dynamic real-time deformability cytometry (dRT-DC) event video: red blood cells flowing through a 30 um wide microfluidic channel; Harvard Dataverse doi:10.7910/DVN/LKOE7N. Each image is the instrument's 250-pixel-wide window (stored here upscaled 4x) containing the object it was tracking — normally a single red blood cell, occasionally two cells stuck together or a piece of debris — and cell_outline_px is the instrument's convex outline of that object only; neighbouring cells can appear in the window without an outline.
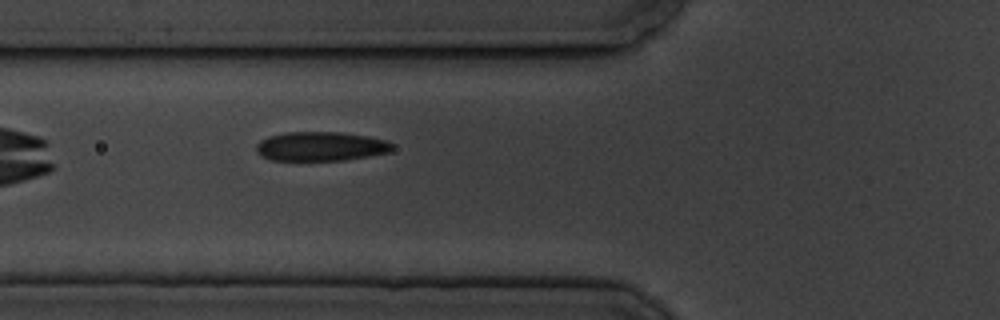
{"species": "common noctule bat (a hibernating species)", "species_latin": "Nyctalus noctula", "temperature_condition": "cold", "stored_images_in_passage": 7, "camera_frame_rate_fps": 3000, "um_per_image_px": 0.085, "animal": {"sex": "male", "body_mass_g": 19.5, "forearm_length_mm": 54.6}, "frame": {"image": 1, "passage_image": 7, "time_ms": 7.667, "image_size_px": [1000, 320], "cell_outline_px": [[392, 148], [388, 152], [368, 156], [344, 160], [268, 160], [260, 156], [256, 152], [256, 144], [260, 140], [268, 136], [284, 132], [340, 132], [368, 136], [388, 140], [392, 144]], "centroid_in_image_um": [27.21, 12.43], "position_along_channel_um": 98.6, "area_um2": 23.29}}